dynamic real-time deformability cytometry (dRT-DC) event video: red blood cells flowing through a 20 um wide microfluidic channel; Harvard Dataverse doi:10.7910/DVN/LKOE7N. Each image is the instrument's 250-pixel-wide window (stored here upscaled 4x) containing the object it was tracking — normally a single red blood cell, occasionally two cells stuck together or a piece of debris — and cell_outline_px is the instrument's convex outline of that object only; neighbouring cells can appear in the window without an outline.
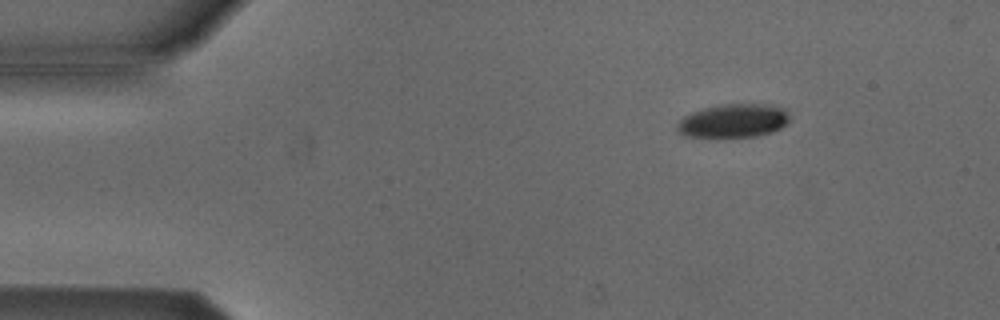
{"species": "Egyptian fruit bat (a non-hibernating species)", "species_latin": "Rousettus aegyptiacus", "temperature_condition": "cold", "stored_images_in_passage": 7, "camera_frame_rate_fps": 3000, "um_per_image_px": 0.085, "animal": {"sex": "male"}, "frame": {"image": 1, "passage_image": 2, "time_ms": 0.333, "image_size_px": [1000, 320], "cell_outline_px": [[788, 120], [780, 128], [772, 132], [756, 136], [684, 136], [676, 128], [676, 124], [684, 116], [692, 112], [704, 108], [720, 104], [768, 104], [784, 108], [788, 112]], "centroid_in_image_um": [62.34, 10.25], "position_along_channel_um": 22.7, "area_um2": 21.73}}